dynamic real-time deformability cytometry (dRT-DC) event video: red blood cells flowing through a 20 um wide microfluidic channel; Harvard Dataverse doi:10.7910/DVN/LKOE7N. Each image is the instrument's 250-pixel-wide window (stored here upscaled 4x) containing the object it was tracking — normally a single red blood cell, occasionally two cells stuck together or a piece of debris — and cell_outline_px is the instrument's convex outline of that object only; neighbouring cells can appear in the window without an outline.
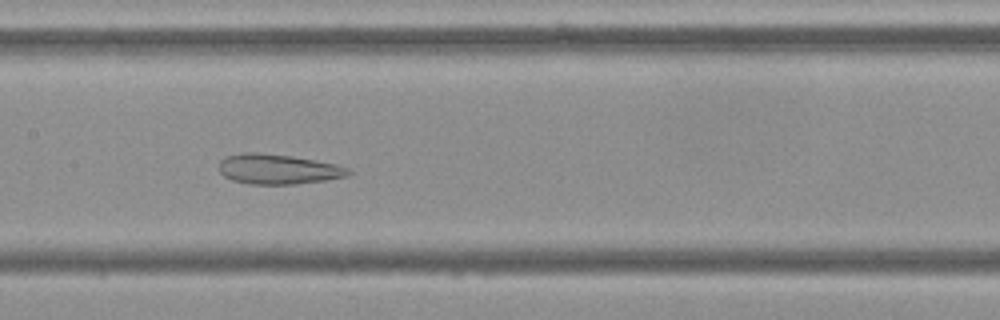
{"species": "Egyptian fruit bat (a non-hibernating species)", "species_latin": "Rousettus aegyptiacus", "temperature_condition": "cold", "stored_images_in_passage": 55, "camera_frame_rate_fps": 3000, "um_per_image_px": 0.085, "frame": {"image": 1, "passage_image": 27, "time_ms": 8.667, "image_size_px": [1000, 320], "cell_outline_px": [[352, 172], [348, 176], [324, 180], [296, 184], [248, 184], [232, 180], [224, 176], [220, 172], [220, 160], [228, 156], [240, 152], [256, 152], [292, 156], [336, 164], [352, 168]], "centroid_in_image_um": [23.66, 14.37], "position_along_channel_um": 183.7, "area_um2": 22.72}}
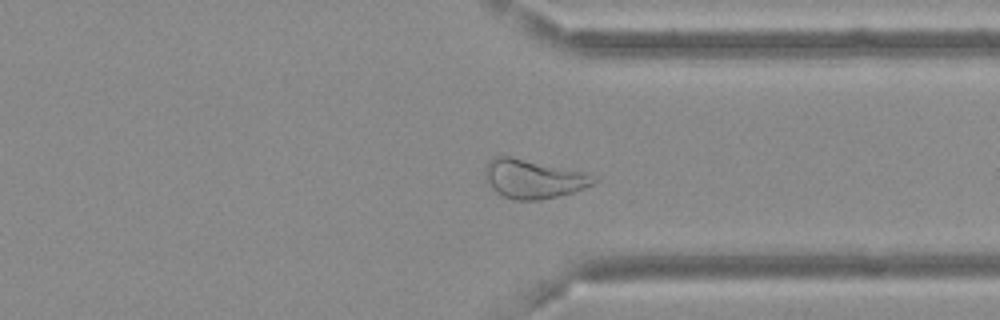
{"frame": {"image": 2, "passage_image": 42, "time_ms": 13.667, "image_size_px": [1000, 320], "cell_outline_px": [[600, 180], [584, 188], [572, 192], [540, 200], [516, 200], [504, 196], [496, 192], [492, 188], [484, 176], [488, 164], [496, 156], [508, 156], [584, 172], [600, 176]], "centroid_in_image_um": [45.39, 15.21], "position_along_channel_um": 366.0, "area_um2": 24.28}}
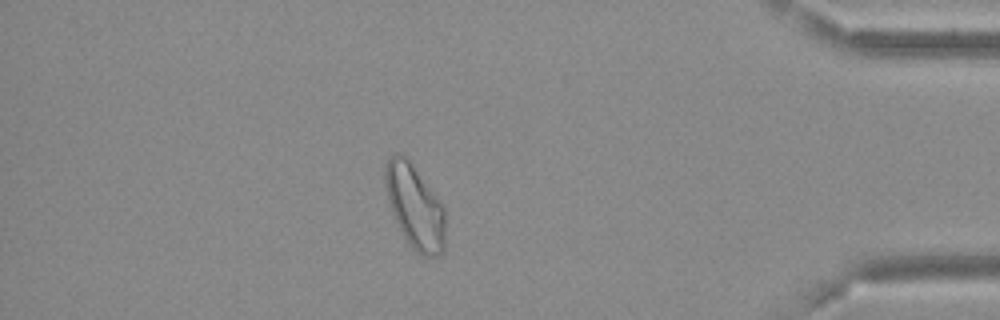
{"frame": {"image": 3, "passage_image": 48, "time_ms": 15.667, "image_size_px": [1000, 320], "cell_outline_px": [[444, 248], [440, 256], [420, 256], [408, 244], [392, 212], [388, 200], [384, 180], [384, 168], [388, 160], [396, 152], [400, 152], [408, 160], [444, 204]], "centroid_in_image_um": [35.26, 17.58], "position_along_channel_um": 399.9, "area_um2": 29.25}, "authors_computed_cell_mechanics": {"area_um2": 29.2468, "velocity_mm_per_s": 3.6558, "shape_relaxation_time_tau1_ms": null, "shape_relaxation_time_tau2_ms": 2.1229, "deformation_change_tau1": null, "deformation_change_tau2": 0.1085}}